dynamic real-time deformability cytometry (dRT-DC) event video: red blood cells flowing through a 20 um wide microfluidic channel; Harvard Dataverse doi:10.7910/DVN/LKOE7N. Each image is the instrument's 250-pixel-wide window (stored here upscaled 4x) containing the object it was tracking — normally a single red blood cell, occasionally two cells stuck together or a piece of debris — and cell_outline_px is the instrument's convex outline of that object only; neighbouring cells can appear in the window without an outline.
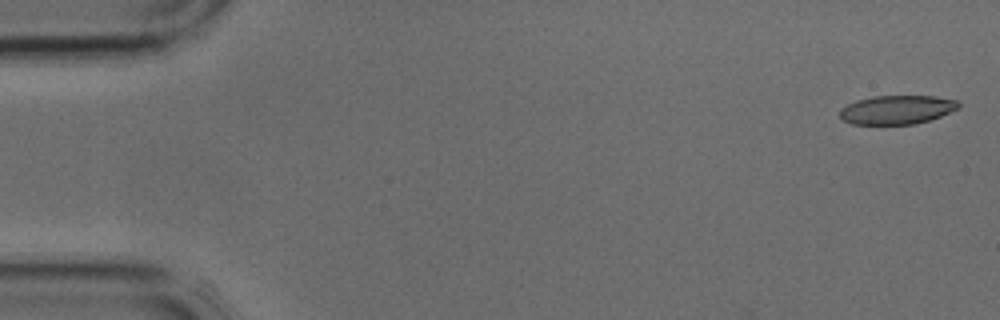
{"species": "common noctule bat (a hibernating species)", "species_latin": "Nyctalus noctula", "temperature_condition": "cold", "stored_images_in_passage": 4, "camera_frame_rate_fps": 3000, "um_per_image_px": 0.085, "animal": {"sex": "male", "body_mass_g": 17.9, "forearm_length_mm": 54.2}, "frame": {"image": 1, "passage_image": 1, "time_ms": 0.0, "image_size_px": [1000, 320], "cell_outline_px": [[960, 108], [940, 116], [916, 124], [852, 124], [844, 120], [840, 116], [840, 108], [856, 100], [872, 96], [936, 96], [956, 100], [960, 104]], "centroid_in_image_um": [76.24, 9.32], "position_along_channel_um": 8.8, "area_um2": 19.94}}
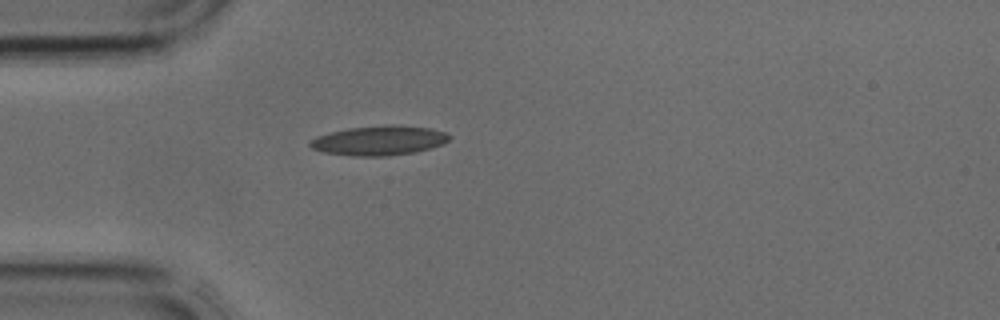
{"frame": {"image": 2, "passage_image": 4, "time_ms": 1.0, "image_size_px": [1000, 320], "cell_outline_px": [[452, 136], [444, 144], [432, 148], [416, 152], [388, 156], [352, 156], [324, 152], [312, 148], [308, 144], [316, 136], [348, 128], [388, 124], [392, 124], [432, 128], [444, 132]], "centroid_in_image_um": [32.27, 11.94], "position_along_channel_um": 52.7, "area_um2": 24.16}}